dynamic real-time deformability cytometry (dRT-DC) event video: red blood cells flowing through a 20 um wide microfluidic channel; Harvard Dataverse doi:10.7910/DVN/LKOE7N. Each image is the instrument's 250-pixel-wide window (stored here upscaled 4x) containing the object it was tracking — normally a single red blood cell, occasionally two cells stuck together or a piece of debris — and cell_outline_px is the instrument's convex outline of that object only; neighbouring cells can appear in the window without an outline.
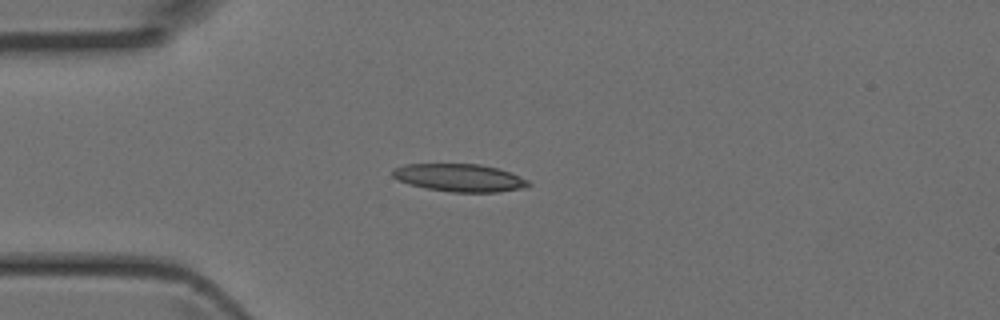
{"species": "Egyptian fruit bat (a non-hibernating species)", "species_latin": "Rousettus aegyptiacus", "temperature_condition": "room temperature", "stored_images_in_passage": 5, "camera_frame_rate_fps": 3000, "um_per_image_px": 0.085, "animal": {"sex": "female"}, "frame": {"image": 1, "passage_image": 4, "time_ms": 1.0, "image_size_px": [1000, 320], "cell_outline_px": [[532, 184], [528, 188], [496, 192], [452, 192], [428, 188], [408, 184], [392, 176], [392, 168], [404, 164], [480, 164], [496, 168], [520, 176], [528, 180]], "centroid_in_image_um": [39.08, 15.11], "position_along_channel_um": 45.9, "area_um2": 21.96}}